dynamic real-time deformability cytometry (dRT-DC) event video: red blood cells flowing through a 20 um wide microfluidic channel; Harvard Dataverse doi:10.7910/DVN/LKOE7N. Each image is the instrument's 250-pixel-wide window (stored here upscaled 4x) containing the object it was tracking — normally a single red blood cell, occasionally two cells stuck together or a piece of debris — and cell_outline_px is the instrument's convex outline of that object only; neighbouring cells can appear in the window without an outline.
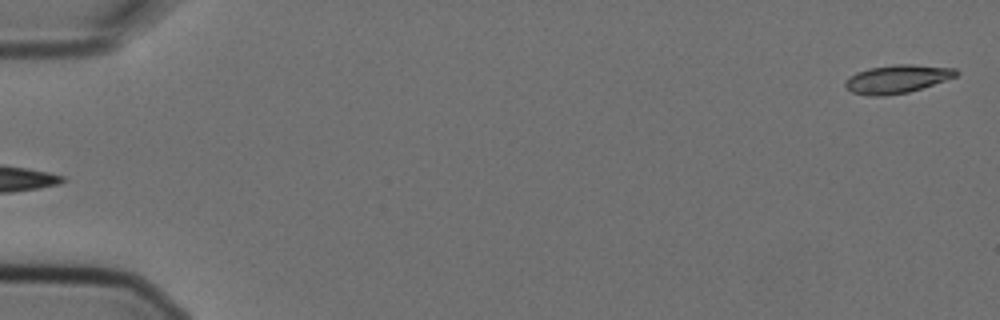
{"species": "Egyptian fruit bat (a non-hibernating species)", "species_latin": "Rousettus aegyptiacus", "temperature_condition": "cold", "stored_images_in_passage": 4, "segment_of_instrument_passage": [2, 2], "camera_frame_rate_fps": 3000, "um_per_image_px": 0.085, "animal": {"sex": "female"}, "frame": {"image": 1, "passage_image": 4, "time_ms": 1.0, "image_size_px": [1000, 320], "cell_outline_px": [[960, 72], [956, 76], [908, 92], [884, 96], [868, 96], [852, 92], [844, 84], [856, 72], [868, 68], [896, 64], [912, 64], [956, 68]], "centroid_in_image_um": [76.27, 6.7], "position_along_channel_um": 8.7, "area_um2": 18.03}}